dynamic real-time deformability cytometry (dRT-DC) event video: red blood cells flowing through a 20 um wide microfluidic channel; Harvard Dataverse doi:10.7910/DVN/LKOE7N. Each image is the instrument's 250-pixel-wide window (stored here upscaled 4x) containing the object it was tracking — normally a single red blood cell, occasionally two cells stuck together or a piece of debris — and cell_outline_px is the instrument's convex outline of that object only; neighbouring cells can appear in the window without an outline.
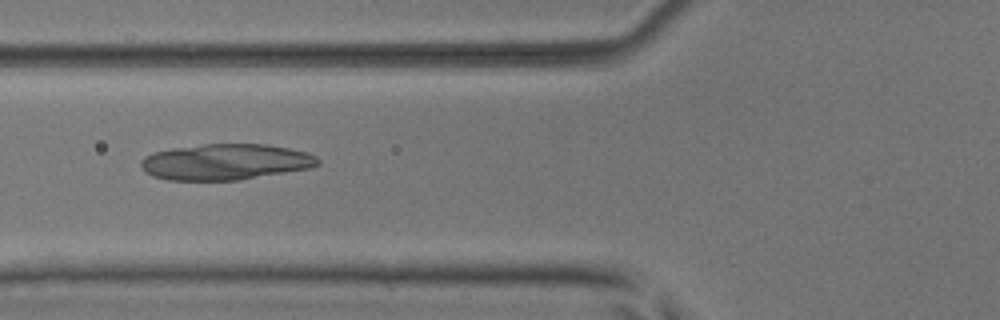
{"species": "common noctule bat (a hibernating species)", "species_latin": "Nyctalus noctula", "temperature_condition": "room temperature", "stored_images_in_passage": 32, "camera_frame_rate_fps": 3000, "um_per_image_px": 0.085, "animal": {"sex": "male", "body_mass_g": 17.9, "forearm_length_mm": 54.2}, "frame": {"image": 1, "passage_image": 8, "time_ms": 2.333, "image_size_px": [1000, 320], "cell_outline_px": [[320, 164], [308, 168], [240, 180], [168, 180], [152, 176], [144, 172], [140, 164], [140, 160], [144, 156], [152, 152], [172, 148], [204, 144], [268, 144], [308, 152], [316, 156], [320, 160]], "centroid_in_image_um": [19.13, 13.76], "position_along_channel_um": 106.7, "area_um2": 37.28}}
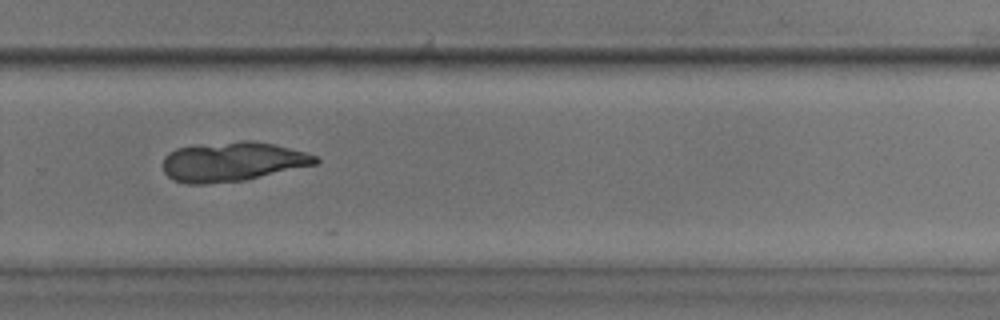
{"frame": {"image": 2, "passage_image": 23, "time_ms": 7.333, "image_size_px": [1000, 320], "cell_outline_px": [[320, 160], [316, 164], [244, 180], [204, 184], [184, 184], [172, 180], [164, 172], [164, 156], [168, 152], [176, 148], [196, 144], [240, 140], [252, 140], [272, 144], [304, 152], [316, 156]], "centroid_in_image_um": [19.7, 13.73], "position_along_channel_um": 310.1, "area_um2": 35.14}}
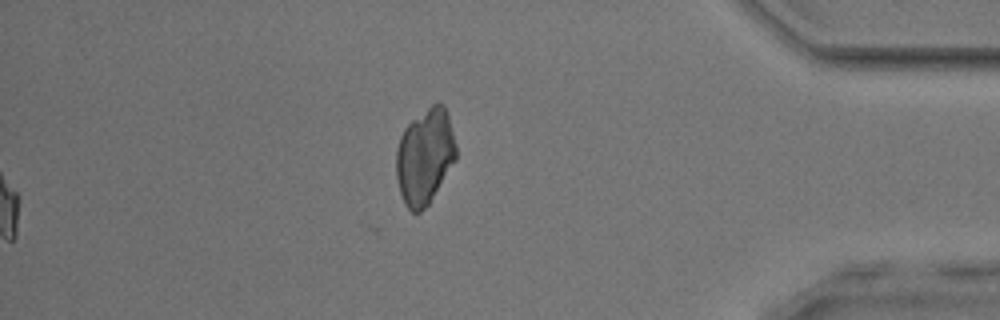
{"frame": {"image": 3, "passage_image": 32, "time_ms": 10.333, "image_size_px": [1000, 320], "cell_outline_px": [[456, 160], [428, 204], [420, 212], [412, 212], [404, 204], [400, 192], [396, 176], [396, 148], [400, 136], [404, 128], [412, 120], [432, 104], [444, 104], [448, 116], [456, 144]], "centroid_in_image_um": [36.1, 13.3], "position_along_channel_um": 399.1, "area_um2": 33.18}}